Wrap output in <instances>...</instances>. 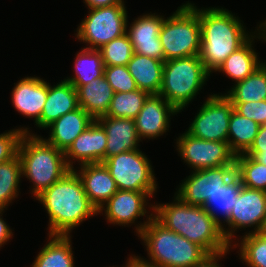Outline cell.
I'll use <instances>...</instances> for the list:
<instances>
[{
    "label": "cell",
    "mask_w": 266,
    "mask_h": 267,
    "mask_svg": "<svg viewBox=\"0 0 266 267\" xmlns=\"http://www.w3.org/2000/svg\"><path fill=\"white\" fill-rule=\"evenodd\" d=\"M241 185L240 179L235 175L227 184L221 187L220 190L207 198L202 205L221 226L229 218L238 198Z\"/></svg>",
    "instance_id": "f546056e"
},
{
    "label": "cell",
    "mask_w": 266,
    "mask_h": 267,
    "mask_svg": "<svg viewBox=\"0 0 266 267\" xmlns=\"http://www.w3.org/2000/svg\"><path fill=\"white\" fill-rule=\"evenodd\" d=\"M18 156L22 178L32 182L29 193L34 198L71 170L66 163L64 152L47 143L37 133H25L22 136Z\"/></svg>",
    "instance_id": "5b68a950"
},
{
    "label": "cell",
    "mask_w": 266,
    "mask_h": 267,
    "mask_svg": "<svg viewBox=\"0 0 266 267\" xmlns=\"http://www.w3.org/2000/svg\"><path fill=\"white\" fill-rule=\"evenodd\" d=\"M223 93L232 103L266 100V61L244 80Z\"/></svg>",
    "instance_id": "4316f807"
},
{
    "label": "cell",
    "mask_w": 266,
    "mask_h": 267,
    "mask_svg": "<svg viewBox=\"0 0 266 267\" xmlns=\"http://www.w3.org/2000/svg\"><path fill=\"white\" fill-rule=\"evenodd\" d=\"M229 252L230 251L223 252L221 254L210 255L202 263L195 265L194 267H221V264L219 263L221 262L220 260L225 258Z\"/></svg>",
    "instance_id": "b9f144b4"
},
{
    "label": "cell",
    "mask_w": 266,
    "mask_h": 267,
    "mask_svg": "<svg viewBox=\"0 0 266 267\" xmlns=\"http://www.w3.org/2000/svg\"><path fill=\"white\" fill-rule=\"evenodd\" d=\"M149 96V93L139 89L114 93L106 116L135 119Z\"/></svg>",
    "instance_id": "d6a6232c"
},
{
    "label": "cell",
    "mask_w": 266,
    "mask_h": 267,
    "mask_svg": "<svg viewBox=\"0 0 266 267\" xmlns=\"http://www.w3.org/2000/svg\"><path fill=\"white\" fill-rule=\"evenodd\" d=\"M126 264L121 267H155V266H152V265H149L147 263H144L142 260H140L135 254H131L126 262Z\"/></svg>",
    "instance_id": "7bdbcfd3"
},
{
    "label": "cell",
    "mask_w": 266,
    "mask_h": 267,
    "mask_svg": "<svg viewBox=\"0 0 266 267\" xmlns=\"http://www.w3.org/2000/svg\"><path fill=\"white\" fill-rule=\"evenodd\" d=\"M259 128L260 125L255 121L247 119L233 110L228 130V145L231 152L235 156L245 154L253 144Z\"/></svg>",
    "instance_id": "f1b7e54d"
},
{
    "label": "cell",
    "mask_w": 266,
    "mask_h": 267,
    "mask_svg": "<svg viewBox=\"0 0 266 267\" xmlns=\"http://www.w3.org/2000/svg\"><path fill=\"white\" fill-rule=\"evenodd\" d=\"M75 56L74 76H67L64 78L65 81L70 82L73 86H82L94 79L104 77V63L99 50L82 47Z\"/></svg>",
    "instance_id": "83f0119b"
},
{
    "label": "cell",
    "mask_w": 266,
    "mask_h": 267,
    "mask_svg": "<svg viewBox=\"0 0 266 267\" xmlns=\"http://www.w3.org/2000/svg\"><path fill=\"white\" fill-rule=\"evenodd\" d=\"M190 172L189 176L181 180L175 195L187 204L202 206L207 198L220 190L236 175V165L190 170Z\"/></svg>",
    "instance_id": "5bb4252c"
},
{
    "label": "cell",
    "mask_w": 266,
    "mask_h": 267,
    "mask_svg": "<svg viewBox=\"0 0 266 267\" xmlns=\"http://www.w3.org/2000/svg\"><path fill=\"white\" fill-rule=\"evenodd\" d=\"M22 167L19 156L0 164V209H5L19 198L22 182Z\"/></svg>",
    "instance_id": "1f68e13d"
},
{
    "label": "cell",
    "mask_w": 266,
    "mask_h": 267,
    "mask_svg": "<svg viewBox=\"0 0 266 267\" xmlns=\"http://www.w3.org/2000/svg\"><path fill=\"white\" fill-rule=\"evenodd\" d=\"M119 190L145 192L156 197L159 188L151 160L139 149L111 156L103 161Z\"/></svg>",
    "instance_id": "ba28073f"
},
{
    "label": "cell",
    "mask_w": 266,
    "mask_h": 267,
    "mask_svg": "<svg viewBox=\"0 0 266 267\" xmlns=\"http://www.w3.org/2000/svg\"><path fill=\"white\" fill-rule=\"evenodd\" d=\"M137 236L146 246L148 259L137 257L155 267H194L210 256L199 245L166 228L154 216Z\"/></svg>",
    "instance_id": "277c9868"
},
{
    "label": "cell",
    "mask_w": 266,
    "mask_h": 267,
    "mask_svg": "<svg viewBox=\"0 0 266 267\" xmlns=\"http://www.w3.org/2000/svg\"><path fill=\"white\" fill-rule=\"evenodd\" d=\"M97 121L107 134L105 159L140 148L134 119L103 116Z\"/></svg>",
    "instance_id": "44dd1931"
},
{
    "label": "cell",
    "mask_w": 266,
    "mask_h": 267,
    "mask_svg": "<svg viewBox=\"0 0 266 267\" xmlns=\"http://www.w3.org/2000/svg\"><path fill=\"white\" fill-rule=\"evenodd\" d=\"M200 106L186 131L207 141L228 142L232 102L222 93H211Z\"/></svg>",
    "instance_id": "8fae6325"
},
{
    "label": "cell",
    "mask_w": 266,
    "mask_h": 267,
    "mask_svg": "<svg viewBox=\"0 0 266 267\" xmlns=\"http://www.w3.org/2000/svg\"><path fill=\"white\" fill-rule=\"evenodd\" d=\"M78 169L76 167L74 170L83 183L89 201L98 211L118 191L115 180L103 162L81 165Z\"/></svg>",
    "instance_id": "d6986e66"
},
{
    "label": "cell",
    "mask_w": 266,
    "mask_h": 267,
    "mask_svg": "<svg viewBox=\"0 0 266 267\" xmlns=\"http://www.w3.org/2000/svg\"><path fill=\"white\" fill-rule=\"evenodd\" d=\"M173 202L153 203V216L166 228L202 247L209 255L231 251L221 225L202 206L183 202L174 194Z\"/></svg>",
    "instance_id": "6da1fadb"
},
{
    "label": "cell",
    "mask_w": 266,
    "mask_h": 267,
    "mask_svg": "<svg viewBox=\"0 0 266 267\" xmlns=\"http://www.w3.org/2000/svg\"><path fill=\"white\" fill-rule=\"evenodd\" d=\"M93 121L94 119L79 106L47 126L44 130H49L48 137H41L47 143L65 152Z\"/></svg>",
    "instance_id": "ffe728a7"
},
{
    "label": "cell",
    "mask_w": 266,
    "mask_h": 267,
    "mask_svg": "<svg viewBox=\"0 0 266 267\" xmlns=\"http://www.w3.org/2000/svg\"><path fill=\"white\" fill-rule=\"evenodd\" d=\"M87 9L108 7L115 4H125L124 0H83Z\"/></svg>",
    "instance_id": "60d3db41"
},
{
    "label": "cell",
    "mask_w": 266,
    "mask_h": 267,
    "mask_svg": "<svg viewBox=\"0 0 266 267\" xmlns=\"http://www.w3.org/2000/svg\"><path fill=\"white\" fill-rule=\"evenodd\" d=\"M78 107L77 90L70 82L63 79L52 86L48 82L47 100L41 117L35 125L44 130L62 115L74 111Z\"/></svg>",
    "instance_id": "7402d4cb"
},
{
    "label": "cell",
    "mask_w": 266,
    "mask_h": 267,
    "mask_svg": "<svg viewBox=\"0 0 266 267\" xmlns=\"http://www.w3.org/2000/svg\"><path fill=\"white\" fill-rule=\"evenodd\" d=\"M48 82L37 76L21 78L11 92V103L16 111L36 123L47 100Z\"/></svg>",
    "instance_id": "ac0fdd59"
},
{
    "label": "cell",
    "mask_w": 266,
    "mask_h": 267,
    "mask_svg": "<svg viewBox=\"0 0 266 267\" xmlns=\"http://www.w3.org/2000/svg\"><path fill=\"white\" fill-rule=\"evenodd\" d=\"M73 87L77 90L78 105L94 120L106 116L115 92L105 77Z\"/></svg>",
    "instance_id": "cb8c5ba5"
},
{
    "label": "cell",
    "mask_w": 266,
    "mask_h": 267,
    "mask_svg": "<svg viewBox=\"0 0 266 267\" xmlns=\"http://www.w3.org/2000/svg\"><path fill=\"white\" fill-rule=\"evenodd\" d=\"M165 17L161 13H145L130 23L127 20L126 33L133 45L134 53L164 62L163 46L159 33Z\"/></svg>",
    "instance_id": "9a60e30c"
},
{
    "label": "cell",
    "mask_w": 266,
    "mask_h": 267,
    "mask_svg": "<svg viewBox=\"0 0 266 267\" xmlns=\"http://www.w3.org/2000/svg\"><path fill=\"white\" fill-rule=\"evenodd\" d=\"M34 199L43 205L48 214L47 235H71L84 221L98 215L74 169Z\"/></svg>",
    "instance_id": "7a4b0ae2"
},
{
    "label": "cell",
    "mask_w": 266,
    "mask_h": 267,
    "mask_svg": "<svg viewBox=\"0 0 266 267\" xmlns=\"http://www.w3.org/2000/svg\"><path fill=\"white\" fill-rule=\"evenodd\" d=\"M5 209H0V249L6 244L7 242L11 241L13 238V229L7 224V222L3 219V213Z\"/></svg>",
    "instance_id": "f35d334b"
},
{
    "label": "cell",
    "mask_w": 266,
    "mask_h": 267,
    "mask_svg": "<svg viewBox=\"0 0 266 267\" xmlns=\"http://www.w3.org/2000/svg\"><path fill=\"white\" fill-rule=\"evenodd\" d=\"M180 113L160 95H150L134 119L138 138L154 140L169 132L171 117Z\"/></svg>",
    "instance_id": "2e32d148"
},
{
    "label": "cell",
    "mask_w": 266,
    "mask_h": 267,
    "mask_svg": "<svg viewBox=\"0 0 266 267\" xmlns=\"http://www.w3.org/2000/svg\"><path fill=\"white\" fill-rule=\"evenodd\" d=\"M235 165L243 186L266 192V165L245 154L235 156Z\"/></svg>",
    "instance_id": "836d02e7"
},
{
    "label": "cell",
    "mask_w": 266,
    "mask_h": 267,
    "mask_svg": "<svg viewBox=\"0 0 266 267\" xmlns=\"http://www.w3.org/2000/svg\"><path fill=\"white\" fill-rule=\"evenodd\" d=\"M266 218V192L251 189L241 185L238 198L233 206L228 220L221 226L225 238L230 244L236 241V233L242 229H252L244 232H261ZM228 226V227H227ZM227 227V228H226Z\"/></svg>",
    "instance_id": "7c38bea8"
},
{
    "label": "cell",
    "mask_w": 266,
    "mask_h": 267,
    "mask_svg": "<svg viewBox=\"0 0 266 267\" xmlns=\"http://www.w3.org/2000/svg\"><path fill=\"white\" fill-rule=\"evenodd\" d=\"M245 155L251 156L259 163L266 165V151H247Z\"/></svg>",
    "instance_id": "ee69618b"
},
{
    "label": "cell",
    "mask_w": 266,
    "mask_h": 267,
    "mask_svg": "<svg viewBox=\"0 0 266 267\" xmlns=\"http://www.w3.org/2000/svg\"><path fill=\"white\" fill-rule=\"evenodd\" d=\"M232 104L238 114L255 121L260 126L266 124V100Z\"/></svg>",
    "instance_id": "74e56055"
},
{
    "label": "cell",
    "mask_w": 266,
    "mask_h": 267,
    "mask_svg": "<svg viewBox=\"0 0 266 267\" xmlns=\"http://www.w3.org/2000/svg\"><path fill=\"white\" fill-rule=\"evenodd\" d=\"M107 134L102 125L94 120L64 152L66 163L70 169L91 163H101L105 160Z\"/></svg>",
    "instance_id": "e0dca14e"
},
{
    "label": "cell",
    "mask_w": 266,
    "mask_h": 267,
    "mask_svg": "<svg viewBox=\"0 0 266 267\" xmlns=\"http://www.w3.org/2000/svg\"><path fill=\"white\" fill-rule=\"evenodd\" d=\"M238 237L231 248H239L237 253L242 263L248 267H266V234L257 232Z\"/></svg>",
    "instance_id": "4dcf8cb0"
},
{
    "label": "cell",
    "mask_w": 266,
    "mask_h": 267,
    "mask_svg": "<svg viewBox=\"0 0 266 267\" xmlns=\"http://www.w3.org/2000/svg\"><path fill=\"white\" fill-rule=\"evenodd\" d=\"M261 232L266 234V218H265L264 224L262 226Z\"/></svg>",
    "instance_id": "bcb514c9"
},
{
    "label": "cell",
    "mask_w": 266,
    "mask_h": 267,
    "mask_svg": "<svg viewBox=\"0 0 266 267\" xmlns=\"http://www.w3.org/2000/svg\"><path fill=\"white\" fill-rule=\"evenodd\" d=\"M248 151H266V124L260 126L258 134Z\"/></svg>",
    "instance_id": "ab89813d"
},
{
    "label": "cell",
    "mask_w": 266,
    "mask_h": 267,
    "mask_svg": "<svg viewBox=\"0 0 266 267\" xmlns=\"http://www.w3.org/2000/svg\"><path fill=\"white\" fill-rule=\"evenodd\" d=\"M199 21L201 29L199 58L211 74L258 30V27H255V31L252 32V29L251 32L248 31L244 22L235 16V13L219 6L199 7Z\"/></svg>",
    "instance_id": "3957f363"
},
{
    "label": "cell",
    "mask_w": 266,
    "mask_h": 267,
    "mask_svg": "<svg viewBox=\"0 0 266 267\" xmlns=\"http://www.w3.org/2000/svg\"><path fill=\"white\" fill-rule=\"evenodd\" d=\"M258 24H257L258 31L261 33L263 41L266 43V19L262 20V22L260 21V23Z\"/></svg>",
    "instance_id": "f6af8a7d"
},
{
    "label": "cell",
    "mask_w": 266,
    "mask_h": 267,
    "mask_svg": "<svg viewBox=\"0 0 266 267\" xmlns=\"http://www.w3.org/2000/svg\"><path fill=\"white\" fill-rule=\"evenodd\" d=\"M125 4L88 9V15L79 23L75 38L85 43L83 48L100 49L126 33L128 11Z\"/></svg>",
    "instance_id": "9c48e42d"
},
{
    "label": "cell",
    "mask_w": 266,
    "mask_h": 267,
    "mask_svg": "<svg viewBox=\"0 0 266 267\" xmlns=\"http://www.w3.org/2000/svg\"><path fill=\"white\" fill-rule=\"evenodd\" d=\"M210 76L199 55L165 61L158 95L182 112L204 89Z\"/></svg>",
    "instance_id": "8992f818"
},
{
    "label": "cell",
    "mask_w": 266,
    "mask_h": 267,
    "mask_svg": "<svg viewBox=\"0 0 266 267\" xmlns=\"http://www.w3.org/2000/svg\"><path fill=\"white\" fill-rule=\"evenodd\" d=\"M254 40L264 42L258 30L243 46L230 54L215 72L225 74L226 77L234 81L233 84L244 80L252 74L264 63L262 59L260 60L258 53L253 47Z\"/></svg>",
    "instance_id": "603a6c76"
},
{
    "label": "cell",
    "mask_w": 266,
    "mask_h": 267,
    "mask_svg": "<svg viewBox=\"0 0 266 267\" xmlns=\"http://www.w3.org/2000/svg\"><path fill=\"white\" fill-rule=\"evenodd\" d=\"M149 199L151 201V198L145 192L118 189L98 210V215L104 214L103 216H105V220L108 222L107 224L124 227H129L134 224V232H136L137 236L149 223L154 214V204L149 202ZM140 217H142V222L137 221L141 219Z\"/></svg>",
    "instance_id": "30bf717a"
},
{
    "label": "cell",
    "mask_w": 266,
    "mask_h": 267,
    "mask_svg": "<svg viewBox=\"0 0 266 267\" xmlns=\"http://www.w3.org/2000/svg\"><path fill=\"white\" fill-rule=\"evenodd\" d=\"M164 62L199 55L201 29L199 8L195 3H182L169 17H165L159 33Z\"/></svg>",
    "instance_id": "52a82bcc"
},
{
    "label": "cell",
    "mask_w": 266,
    "mask_h": 267,
    "mask_svg": "<svg viewBox=\"0 0 266 267\" xmlns=\"http://www.w3.org/2000/svg\"><path fill=\"white\" fill-rule=\"evenodd\" d=\"M29 126L15 127L0 133V164L11 160L18 155V148L22 136L27 133L34 135Z\"/></svg>",
    "instance_id": "d590c367"
},
{
    "label": "cell",
    "mask_w": 266,
    "mask_h": 267,
    "mask_svg": "<svg viewBox=\"0 0 266 267\" xmlns=\"http://www.w3.org/2000/svg\"><path fill=\"white\" fill-rule=\"evenodd\" d=\"M104 66H126L134 54L133 45L127 33L103 45L100 49Z\"/></svg>",
    "instance_id": "e575fe53"
},
{
    "label": "cell",
    "mask_w": 266,
    "mask_h": 267,
    "mask_svg": "<svg viewBox=\"0 0 266 267\" xmlns=\"http://www.w3.org/2000/svg\"><path fill=\"white\" fill-rule=\"evenodd\" d=\"M175 144L178 156L192 171L235 165V155L228 142L196 138L185 130L176 138Z\"/></svg>",
    "instance_id": "4fadbf2b"
},
{
    "label": "cell",
    "mask_w": 266,
    "mask_h": 267,
    "mask_svg": "<svg viewBox=\"0 0 266 267\" xmlns=\"http://www.w3.org/2000/svg\"><path fill=\"white\" fill-rule=\"evenodd\" d=\"M46 243L38 252L31 267H76L72 235H47Z\"/></svg>",
    "instance_id": "484cf974"
},
{
    "label": "cell",
    "mask_w": 266,
    "mask_h": 267,
    "mask_svg": "<svg viewBox=\"0 0 266 267\" xmlns=\"http://www.w3.org/2000/svg\"><path fill=\"white\" fill-rule=\"evenodd\" d=\"M126 66L139 90L146 91L150 95L159 94L162 86L163 61L134 53Z\"/></svg>",
    "instance_id": "d4e9b609"
},
{
    "label": "cell",
    "mask_w": 266,
    "mask_h": 267,
    "mask_svg": "<svg viewBox=\"0 0 266 267\" xmlns=\"http://www.w3.org/2000/svg\"><path fill=\"white\" fill-rule=\"evenodd\" d=\"M115 93L137 90L135 80L129 73L127 66H104V75Z\"/></svg>",
    "instance_id": "8d00e7d4"
}]
</instances>
